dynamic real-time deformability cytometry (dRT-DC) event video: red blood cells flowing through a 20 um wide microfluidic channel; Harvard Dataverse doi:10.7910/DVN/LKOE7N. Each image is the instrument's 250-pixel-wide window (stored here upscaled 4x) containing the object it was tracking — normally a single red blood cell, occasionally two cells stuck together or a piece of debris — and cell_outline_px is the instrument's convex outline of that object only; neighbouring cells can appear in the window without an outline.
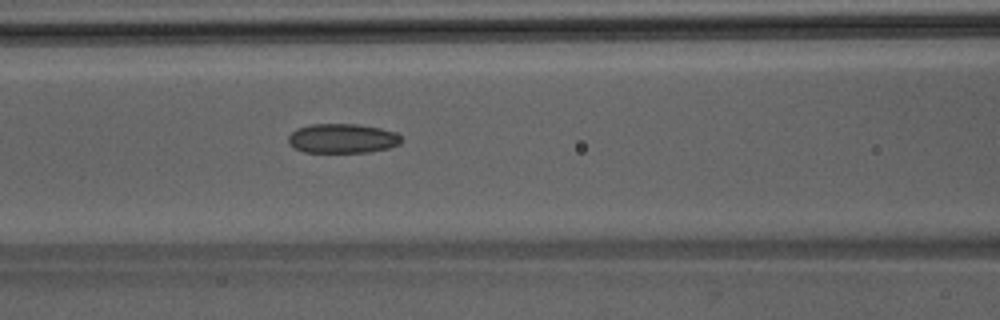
{"species": "Egyptian fruit bat (a non-hibernating species)", "species_latin": "Rousettus aegyptiacus", "temperature_condition": "room temperature", "stored_images_in_passage": 36, "camera_frame_rate_fps": 3000, "um_per_image_px": 0.085, "animal": {"sex": "male"}, "frame": {"image": 1, "passage_image": 14, "time_ms": 4.333, "image_size_px": [1000, 320], "cell_outline_px": [[404, 140], [400, 144], [388, 148], [368, 152], [304, 152], [292, 148], [288, 144], [288, 136], [296, 128], [312, 124], [356, 124], [380, 128], [396, 132]], "centroid_in_image_um": [29.09, 11.77], "position_along_channel_um": 137.5, "area_um2": 19.59}}
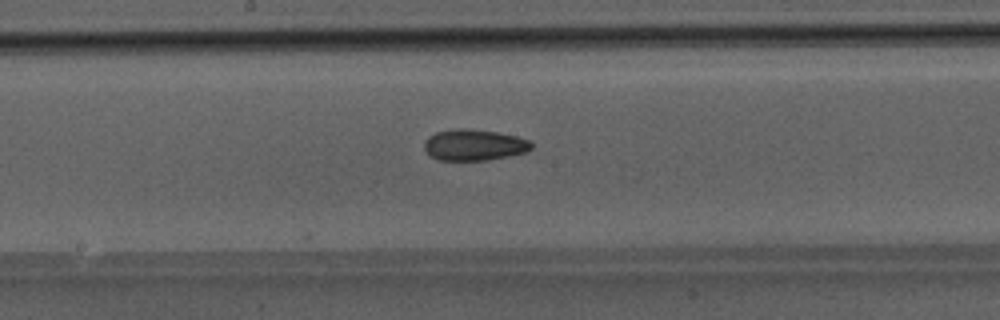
{"frame": {"image": 2, "passage_image": 19, "time_ms": 6.0, "image_size_px": [1000, 320], "cell_outline_px": [[532, 148], [524, 152], [508, 156], [484, 160], [436, 160], [424, 148], [424, 140], [428, 136], [436, 132], [456, 128], [468, 128], [496, 132], [516, 136], [528, 140], [532, 144]], "centroid_in_image_um": [40.26, 12.31], "position_along_channel_um": 207.9, "area_um2": 19.36}}
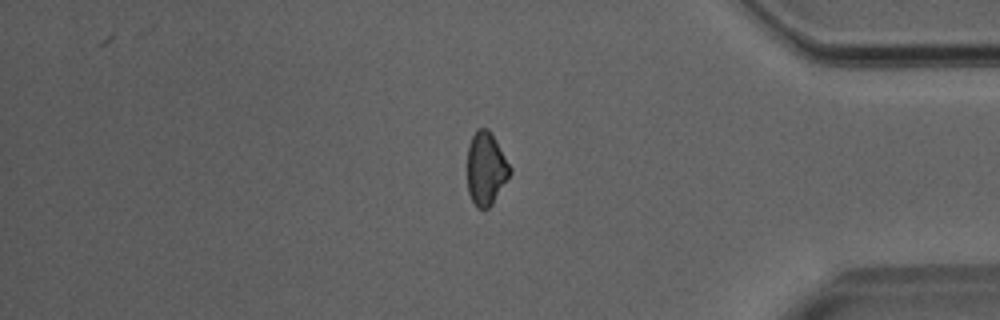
{"frame": {"image": 3, "passage_image": 34, "time_ms": 11.0, "image_size_px": [1000, 320], "cell_outline_px": [[512, 172], [492, 204], [488, 208], [476, 208], [468, 192], [468, 148], [472, 136], [476, 128], [488, 128], [512, 168]], "centroid_in_image_um": [41.31, 14.33], "position_along_channel_um": 393.9, "area_um2": 18.03}}